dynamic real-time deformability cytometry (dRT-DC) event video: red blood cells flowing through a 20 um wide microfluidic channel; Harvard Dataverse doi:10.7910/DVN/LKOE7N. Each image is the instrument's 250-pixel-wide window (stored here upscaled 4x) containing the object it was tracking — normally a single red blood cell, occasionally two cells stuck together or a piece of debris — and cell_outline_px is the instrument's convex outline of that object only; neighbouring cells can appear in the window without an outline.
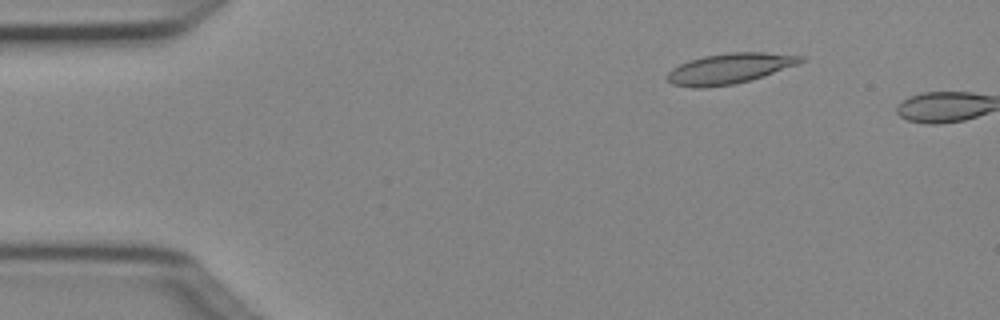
{"species": "Egyptian fruit bat (a non-hibernating species)", "species_latin": "Rousettus aegyptiacus", "temperature_condition": "cold", "stored_images_in_passage": 3, "camera_frame_rate_fps": 3000, "um_per_image_px": 0.085, "animal": {"sex": "female"}, "frame": {"image": 1, "passage_image": 2, "time_ms": 0.333, "image_size_px": [1000, 320], "cell_outline_px": [[804, 60], [796, 64], [748, 80], [732, 84], [704, 88], [692, 88], [672, 84], [668, 80], [668, 72], [672, 68], [688, 60], [704, 56], [728, 52], [764, 52], [804, 56]], "centroid_in_image_um": [61.94, 5.81], "position_along_channel_um": 23.1, "area_um2": 23.24}}